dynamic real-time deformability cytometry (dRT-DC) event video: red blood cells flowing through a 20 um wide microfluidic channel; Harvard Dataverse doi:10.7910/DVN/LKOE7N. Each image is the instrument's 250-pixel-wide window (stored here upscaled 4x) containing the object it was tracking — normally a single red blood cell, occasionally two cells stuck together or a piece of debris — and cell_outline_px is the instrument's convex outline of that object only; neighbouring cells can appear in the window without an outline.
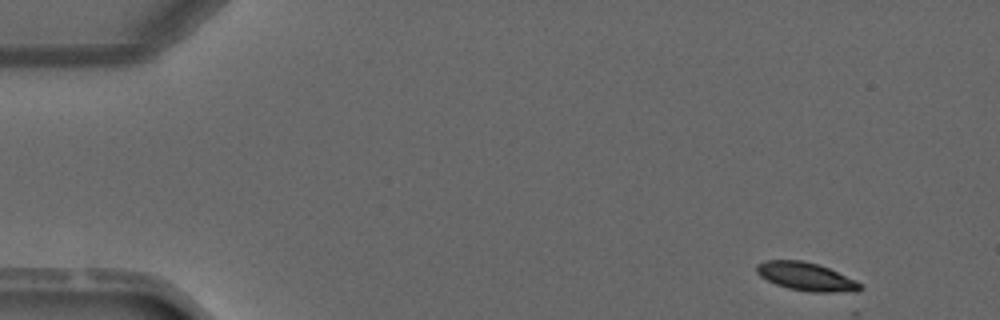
{"species": "common noctule bat (a hibernating species)", "species_latin": "Nyctalus noctula", "temperature_condition": "warm", "stored_images_in_passage": 2, "camera_frame_rate_fps": 3000, "um_per_image_px": 0.085, "animal": {"sex": "male", "forearm_length_mm": 52.5}, "frame": {"image": 1, "passage_image": 1, "time_ms": 0.0, "image_size_px": [1000, 320], "cell_outline_px": [[860, 288], [856, 292], [812, 292], [788, 288], [776, 284], [760, 276], [756, 272], [756, 264], [764, 260], [804, 260], [828, 268], [856, 280], [860, 284]], "centroid_in_image_um": [68.49, 23.5], "position_along_channel_um": 16.5, "area_um2": 16.94}}